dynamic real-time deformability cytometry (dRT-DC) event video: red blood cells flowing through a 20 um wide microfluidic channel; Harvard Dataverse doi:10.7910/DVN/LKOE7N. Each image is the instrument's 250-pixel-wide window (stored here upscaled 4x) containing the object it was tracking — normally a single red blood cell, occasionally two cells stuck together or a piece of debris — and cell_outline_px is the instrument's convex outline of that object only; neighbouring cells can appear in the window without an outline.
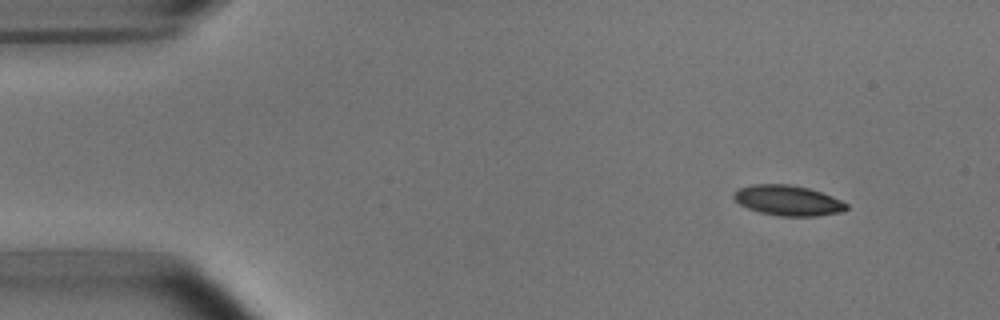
{"species": "common noctule bat (a hibernating species)", "species_latin": "Nyctalus noctula", "temperature_condition": "room temperature", "stored_images_in_passage": 5, "camera_frame_rate_fps": 3000, "um_per_image_px": 0.085, "animal": {"sex": "male", "body_mass_g": 15.6}, "frame": {"image": 1, "passage_image": 2, "time_ms": 0.333, "image_size_px": [1000, 320], "cell_outline_px": [[848, 208], [844, 212], [816, 216], [780, 216], [760, 212], [748, 208], [740, 204], [732, 196], [732, 192], [740, 188], [752, 184], [788, 184], [808, 188], [832, 196], [848, 204]], "centroid_in_image_um": [66.98, 17.04], "position_along_channel_um": 18.0, "area_um2": 19.88}}